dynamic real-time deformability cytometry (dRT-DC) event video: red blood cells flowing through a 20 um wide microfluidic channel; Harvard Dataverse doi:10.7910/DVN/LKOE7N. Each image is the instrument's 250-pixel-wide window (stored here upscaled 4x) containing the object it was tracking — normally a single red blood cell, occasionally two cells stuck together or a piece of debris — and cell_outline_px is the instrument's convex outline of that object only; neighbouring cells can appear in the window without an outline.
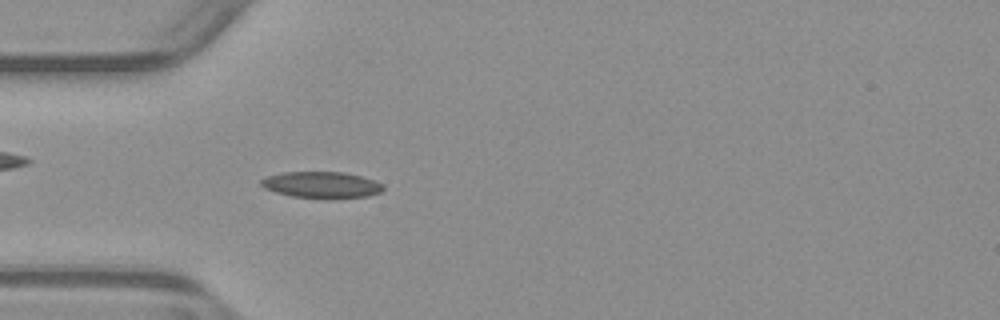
{"species": "common noctule bat (a hibernating species)", "species_latin": "Nyctalus noctula", "temperature_condition": "warm", "stored_images_in_passage": 40, "camera_frame_rate_fps": 3000, "um_per_image_px": 0.085, "animal": {"sex": "male", "body_mass_g": 23.1, "forearm_length_mm": 52.7}, "frame": {"image": 1, "passage_image": 3, "time_ms": 0.667, "image_size_px": [1000, 320], "cell_outline_px": [[384, 188], [380, 192], [368, 196], [328, 200], [324, 200], [292, 196], [276, 192], [264, 188], [260, 184], [260, 180], [268, 176], [280, 172], [344, 172], [360, 176], [384, 184]], "centroid_in_image_um": [27.33, 15.73], "position_along_channel_um": 57.7, "area_um2": 19.13}}
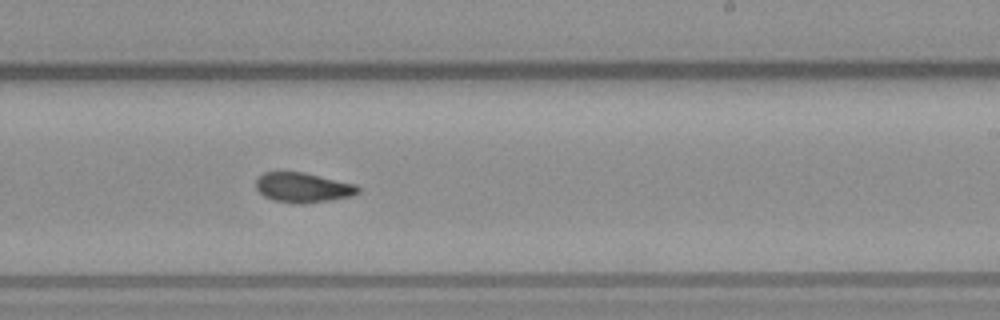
{"frame": {"image": 2, "passage_image": 19, "time_ms": 6.0, "image_size_px": [1000, 320], "cell_outline_px": [[360, 192], [352, 196], [332, 200], [304, 204], [296, 204], [272, 200], [264, 196], [256, 188], [256, 180], [264, 172], [304, 172], [356, 184], [360, 188]], "centroid_in_image_um": [25.78, 15.95], "position_along_channel_um": 263.2, "area_um2": 17.92}}
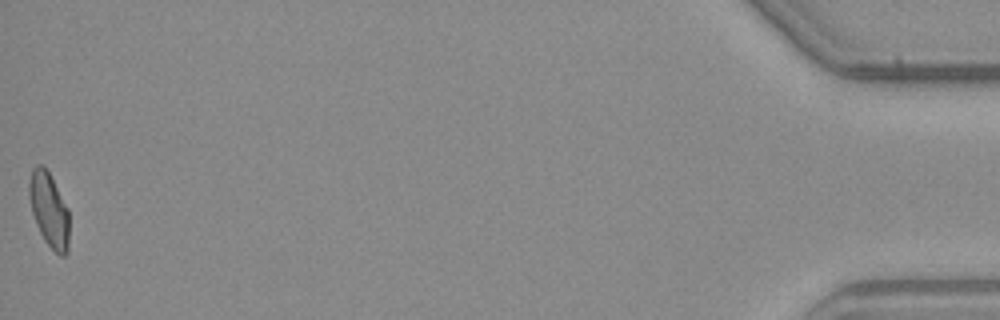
{"frame": {"image": 3, "passage_image": 40, "time_ms": 13.0, "image_size_px": [1000, 320], "cell_outline_px": [[68, 252], [64, 256], [60, 256], [44, 240], [36, 224], [32, 212], [28, 196], [28, 184], [32, 168], [36, 164], [44, 164], [68, 208]], "centroid_in_image_um": [4.15, 17.8], "position_along_channel_um": 431.1, "area_um2": 17.4}, "authors_computed_cell_mechanics": {"area_um2": 17.629, "velocity_mm_per_s": 3.9138, "shape_relaxation_time_tau1_ms": null, "shape_relaxation_time_tau2_ms": 2.8052, "deformation_change_tau1": null, "deformation_change_tau2": 0.0753}}